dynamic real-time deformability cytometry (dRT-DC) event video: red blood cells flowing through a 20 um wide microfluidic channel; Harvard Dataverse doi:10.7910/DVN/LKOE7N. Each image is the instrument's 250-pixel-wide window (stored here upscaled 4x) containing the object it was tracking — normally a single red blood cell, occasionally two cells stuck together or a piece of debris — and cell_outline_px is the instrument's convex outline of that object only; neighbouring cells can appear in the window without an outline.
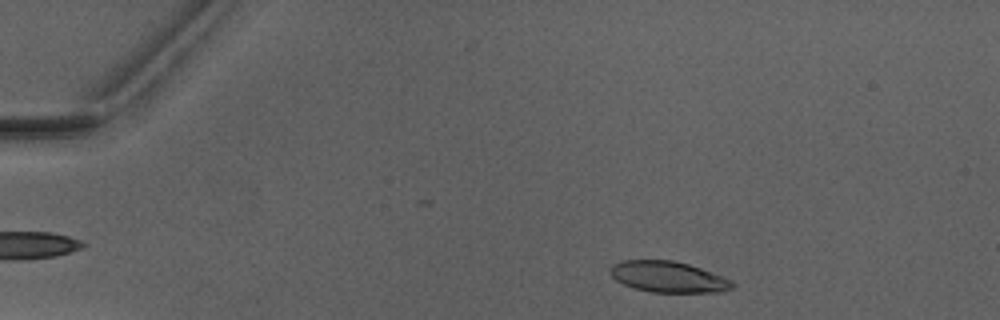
{"species": "Egyptian fruit bat (a non-hibernating species)", "species_latin": "Rousettus aegyptiacus", "temperature_condition": "warm", "stored_images_in_passage": 5, "camera_frame_rate_fps": 3000, "um_per_image_px": 0.085, "animal": {"sex": "male"}, "frame": {"image": 1, "passage_image": 2, "time_ms": 1.333, "image_size_px": [1000, 320], "cell_outline_px": [[736, 284], [732, 288], [720, 292], [652, 292], [632, 288], [616, 280], [612, 276], [612, 264], [620, 260], [672, 260], [688, 264], [700, 268], [732, 280]], "centroid_in_image_um": [56.81, 23.53], "position_along_channel_um": 28.2, "area_um2": 21.96}}